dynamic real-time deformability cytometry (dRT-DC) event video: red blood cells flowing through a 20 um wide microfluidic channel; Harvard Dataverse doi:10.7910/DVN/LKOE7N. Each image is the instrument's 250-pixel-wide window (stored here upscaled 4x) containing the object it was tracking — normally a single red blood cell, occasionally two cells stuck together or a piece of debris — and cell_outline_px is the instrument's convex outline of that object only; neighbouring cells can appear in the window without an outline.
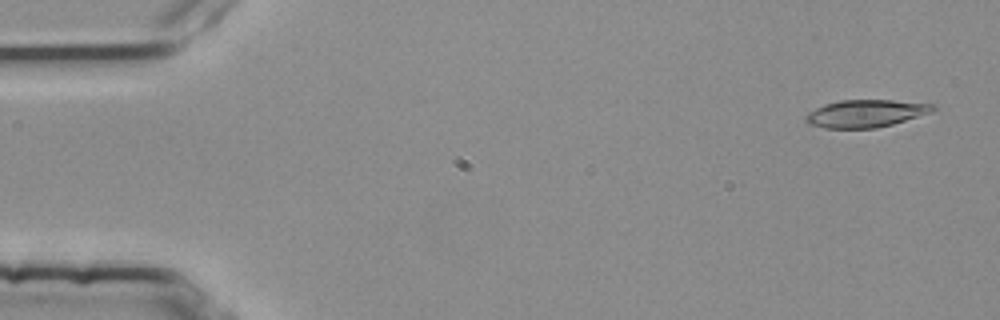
{"species": "common noctule bat (a hibernating species)", "species_latin": "Nyctalus noctula", "temperature_condition": "room temperature", "stored_images_in_passage": 52, "camera_frame_rate_fps": 3000, "um_per_image_px": 0.085, "animal": {"sex": "female", "body_mass_g": 25.1}, "frame": {"image": 1, "passage_image": 1, "time_ms": 0.0, "image_size_px": [1000, 320], "cell_outline_px": [[936, 108], [932, 112], [892, 124], [876, 128], [824, 128], [808, 124], [804, 120], [804, 116], [808, 112], [824, 104], [840, 100], [892, 100], [936, 104]], "centroid_in_image_um": [73.57, 9.64], "position_along_channel_um": 11.4, "area_um2": 20.46}}
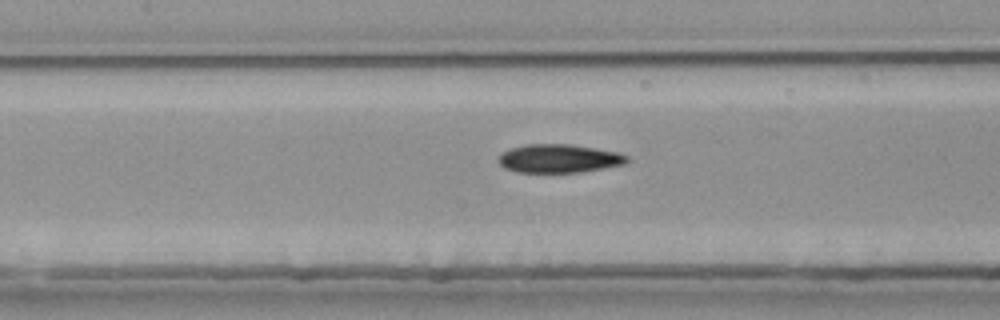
{"frame": {"image": 2, "passage_image": 23, "time_ms": 7.333, "image_size_px": [1000, 320], "cell_outline_px": [[628, 160], [624, 164], [580, 172], [516, 172], [504, 168], [496, 160], [500, 152], [508, 148], [524, 144], [568, 144], [596, 148], [616, 152], [628, 156]], "centroid_in_image_um": [47.42, 13.46], "position_along_channel_um": 160.0, "area_um2": 21.44}}
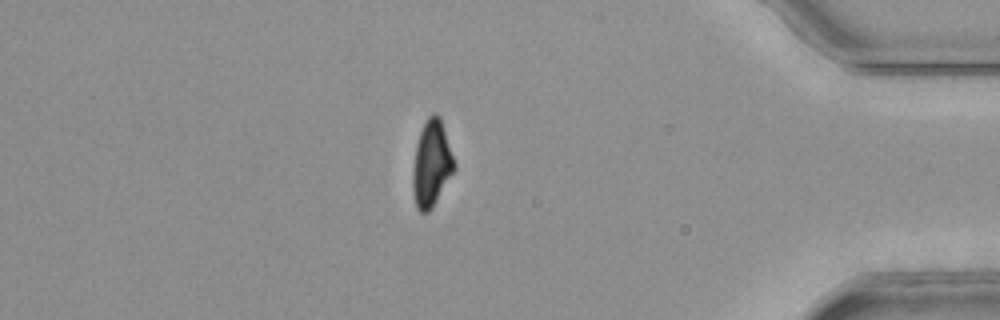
{"frame": {"image": 3, "passage_image": 45, "time_ms": 14.667, "image_size_px": [1000, 320], "cell_outline_px": [[456, 168], [432, 208], [428, 212], [420, 212], [416, 208], [412, 188], [412, 176], [416, 144], [424, 120], [432, 112], [440, 116], [456, 164]], "centroid_in_image_um": [36.68, 13.9], "position_along_channel_um": 398.5, "area_um2": 20.98}, "authors_computed_cell_mechanics": {"area_um2": 21.5016, "velocity_mm_per_s": 3.7988, "shape_relaxation_time_tau1_ms": 4.2284, "shape_relaxation_time_tau2_ms": 4.1319, "deformation_change_tau1": 0.1646, "deformation_change_tau2": 0.1199}}